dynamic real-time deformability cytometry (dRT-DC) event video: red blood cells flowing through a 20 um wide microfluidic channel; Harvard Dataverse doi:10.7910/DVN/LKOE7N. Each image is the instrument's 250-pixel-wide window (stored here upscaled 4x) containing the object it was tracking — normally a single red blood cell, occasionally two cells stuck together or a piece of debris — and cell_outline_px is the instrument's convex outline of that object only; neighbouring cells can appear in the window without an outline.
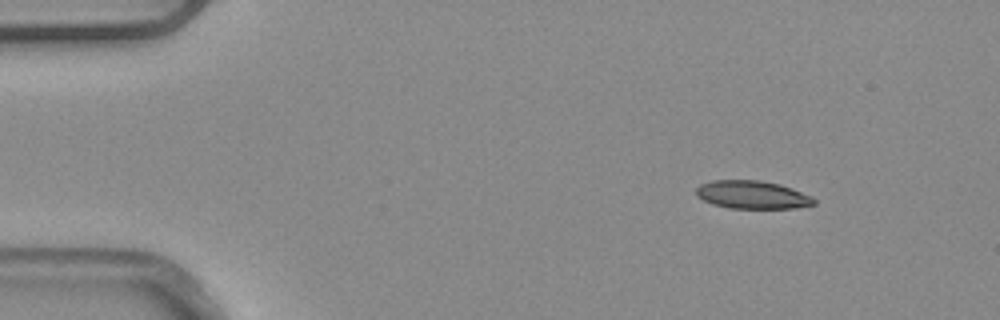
{"species": "common noctule bat (a hibernating species)", "species_latin": "Nyctalus noctula", "temperature_condition": "warm", "stored_images_in_passage": 4, "camera_frame_rate_fps": 3000, "um_per_image_px": 0.085, "animal": {"sex": "male", "body_mass_g": 20.4}, "frame": {"image": 1, "passage_image": 1, "time_ms": 0.0, "image_size_px": [1000, 320], "cell_outline_px": [[816, 204], [792, 208], [728, 208], [712, 204], [696, 196], [696, 188], [700, 184], [712, 180], [760, 180], [780, 184], [792, 188], [812, 196], [816, 200]], "centroid_in_image_um": [63.94, 16.55], "position_along_channel_um": 21.1, "area_um2": 19.36}}
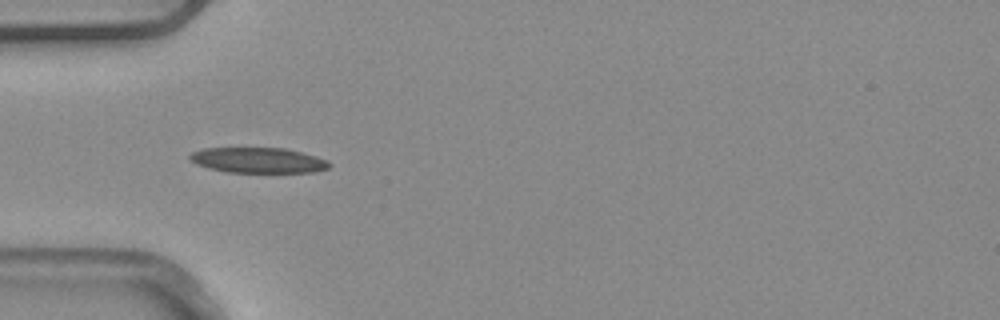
{"frame": {"image": 2, "passage_image": 3, "time_ms": 0.667, "image_size_px": [1000, 320], "cell_outline_px": [[332, 164], [328, 168], [312, 172], [228, 172], [208, 168], [196, 164], [188, 156], [192, 152], [204, 148], [284, 148], [316, 156]], "centroid_in_image_um": [21.92, 13.62], "position_along_channel_um": 63.1, "area_um2": 20.4}}